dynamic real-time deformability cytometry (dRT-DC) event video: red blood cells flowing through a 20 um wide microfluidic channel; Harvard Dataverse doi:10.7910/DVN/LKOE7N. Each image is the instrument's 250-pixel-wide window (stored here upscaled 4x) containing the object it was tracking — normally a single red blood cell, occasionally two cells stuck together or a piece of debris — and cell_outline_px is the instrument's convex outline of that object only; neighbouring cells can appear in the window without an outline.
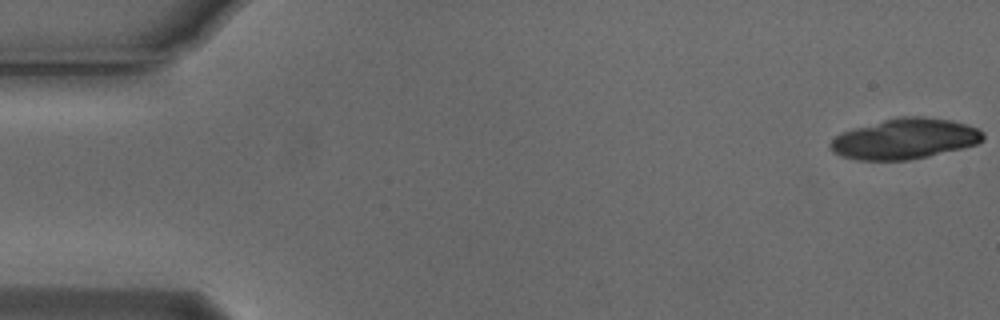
{"species": "Egyptian fruit bat (a non-hibernating species)", "species_latin": "Rousettus aegyptiacus", "temperature_condition": "cold", "stored_images_in_passage": 19, "camera_frame_rate_fps": 3000, "um_per_image_px": 0.085, "animal": {"sex": "male"}, "frame": {"image": 1, "passage_image": 1, "time_ms": 0.0, "image_size_px": [1000, 320], "cell_outline_px": [[984, 140], [976, 144], [928, 156], [908, 160], [856, 160], [832, 152], [828, 144], [836, 136], [844, 132], [856, 128], [884, 120], [900, 116], [924, 116], [952, 120], [968, 124], [984, 132]], "centroid_in_image_um": [76.94, 11.79], "position_along_channel_um": 8.1, "area_um2": 35.78}}